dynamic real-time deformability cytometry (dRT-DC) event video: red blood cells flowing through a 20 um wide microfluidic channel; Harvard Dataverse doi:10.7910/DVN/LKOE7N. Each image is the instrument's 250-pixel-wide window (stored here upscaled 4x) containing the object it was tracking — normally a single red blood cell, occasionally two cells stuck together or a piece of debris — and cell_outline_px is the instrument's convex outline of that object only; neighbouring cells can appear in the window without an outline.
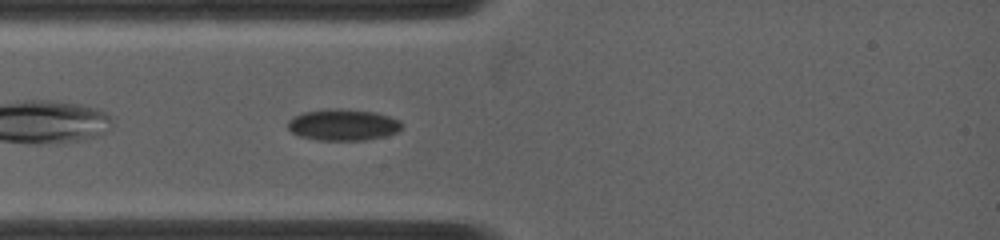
{"species": "common noctule bat (a hibernating species)", "species_latin": "Nyctalus noctula", "temperature_condition": "warm", "stored_images_in_passage": 34, "camera_frame_rate_fps": 5000, "um_per_image_px": 0.085, "animal": {"sex": "female", "body_mass_g": 19.0, "forearm_length_mm": 53.3}, "frame": {"image": 1, "passage_image": 4, "time_ms": 0.6, "image_size_px": [1000, 240], "cell_outline_px": [[404, 128], [396, 132], [384, 136], [364, 140], [316, 140], [296, 136], [288, 128], [288, 120], [292, 116], [300, 112], [328, 108], [340, 108], [376, 112], [400, 120], [404, 124]], "centroid_in_image_um": [29.13, 10.6], "position_along_channel_um": 55.9, "area_um2": 21.33}}
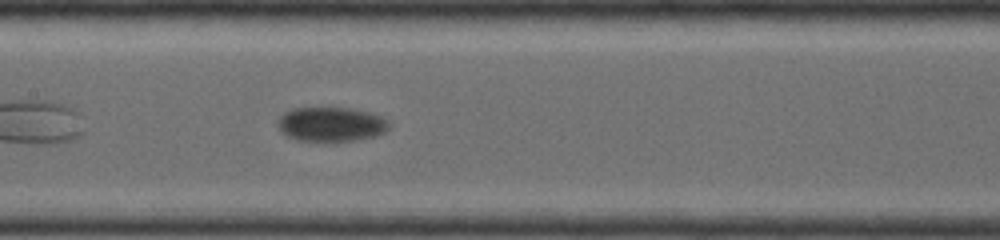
{"frame": {"image": 2, "passage_image": 12, "time_ms": 2.2, "image_size_px": [1000, 240], "cell_outline_px": [[392, 128], [380, 136], [364, 140], [340, 144], [312, 144], [292, 140], [284, 136], [280, 132], [276, 124], [276, 120], [284, 112], [292, 108], [320, 104], [352, 108], [372, 112], [384, 116], [392, 120]], "centroid_in_image_um": [28.17, 10.59], "position_along_channel_um": 179.2, "area_um2": 25.61}}
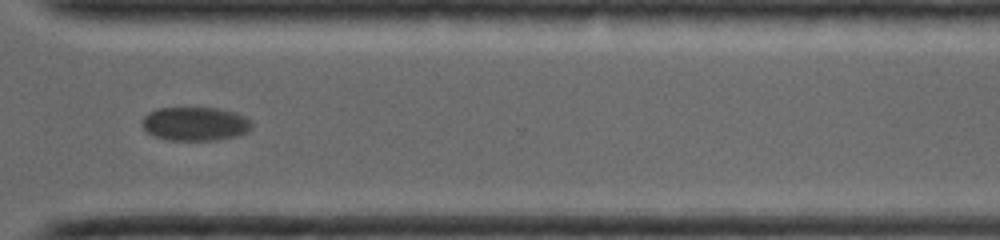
{"frame": {"image": 3, "passage_image": 25, "time_ms": 4.8, "image_size_px": [1000, 240], "cell_outline_px": [[252, 128], [248, 132], [240, 136], [220, 140], [164, 140], [152, 136], [144, 128], [140, 120], [148, 112], [156, 108], [220, 108], [236, 112], [252, 120]], "centroid_in_image_um": [16.61, 10.53], "position_along_channel_um": 354.0, "area_um2": 22.14}}